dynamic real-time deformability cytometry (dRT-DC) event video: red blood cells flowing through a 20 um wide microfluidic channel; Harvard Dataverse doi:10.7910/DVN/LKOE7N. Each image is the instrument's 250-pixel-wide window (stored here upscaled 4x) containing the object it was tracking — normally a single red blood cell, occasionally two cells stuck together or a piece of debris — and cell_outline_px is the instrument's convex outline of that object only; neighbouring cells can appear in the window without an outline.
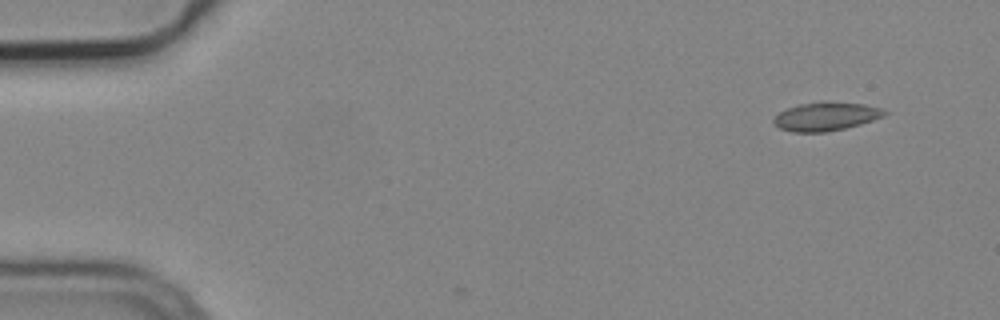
{"species": "common noctule bat (a hibernating species)", "species_latin": "Nyctalus noctula", "temperature_condition": "cold", "stored_images_in_passage": 3, "camera_frame_rate_fps": 3000, "um_per_image_px": 0.085, "animal": {"sex": "male", "body_mass_g": 19.2, "forearm_length_mm": 51.8}, "frame": {"image": 1, "passage_image": 1, "time_ms": 0.0, "image_size_px": [1000, 320], "cell_outline_px": [[888, 112], [872, 120], [860, 124], [844, 128], [824, 132], [792, 132], [780, 128], [772, 120], [780, 112], [788, 108], [800, 104], [820, 100], [824, 100], [864, 104], [880, 108]], "centroid_in_image_um": [70.18, 9.87], "position_along_channel_um": 14.8, "area_um2": 18.32}}